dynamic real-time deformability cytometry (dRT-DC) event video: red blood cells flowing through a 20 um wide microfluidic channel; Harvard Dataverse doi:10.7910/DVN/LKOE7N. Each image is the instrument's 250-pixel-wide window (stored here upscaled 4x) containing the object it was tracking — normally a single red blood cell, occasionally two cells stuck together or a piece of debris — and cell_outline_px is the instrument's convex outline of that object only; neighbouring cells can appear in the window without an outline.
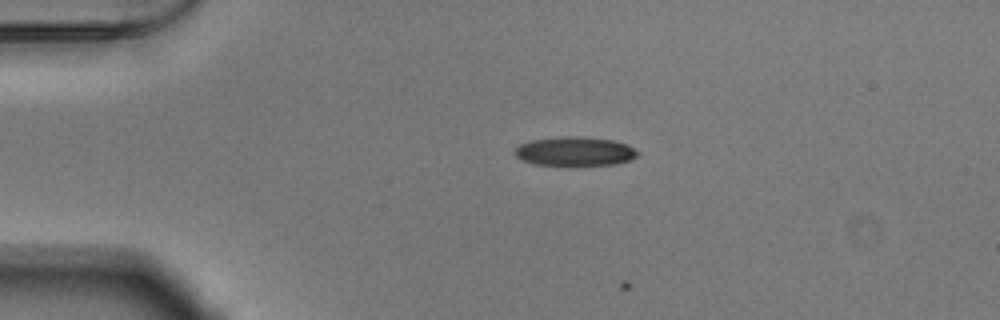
{"species": "Egyptian fruit bat (a non-hibernating species)", "species_latin": "Rousettus aegyptiacus", "temperature_condition": "warm", "stored_images_in_passage": 2, "camera_frame_rate_fps": 3000, "um_per_image_px": 0.085, "animal": {"sex": "male"}, "frame": {"image": 1, "passage_image": 1, "time_ms": 0.0, "image_size_px": [1000, 320], "cell_outline_px": [[640, 152], [632, 160], [616, 164], [536, 164], [520, 160], [512, 152], [512, 148], [520, 144], [532, 140], [560, 136], [572, 136], [612, 140], [628, 144]], "centroid_in_image_um": [48.84, 12.85], "position_along_channel_um": 36.2, "area_um2": 20.69}}